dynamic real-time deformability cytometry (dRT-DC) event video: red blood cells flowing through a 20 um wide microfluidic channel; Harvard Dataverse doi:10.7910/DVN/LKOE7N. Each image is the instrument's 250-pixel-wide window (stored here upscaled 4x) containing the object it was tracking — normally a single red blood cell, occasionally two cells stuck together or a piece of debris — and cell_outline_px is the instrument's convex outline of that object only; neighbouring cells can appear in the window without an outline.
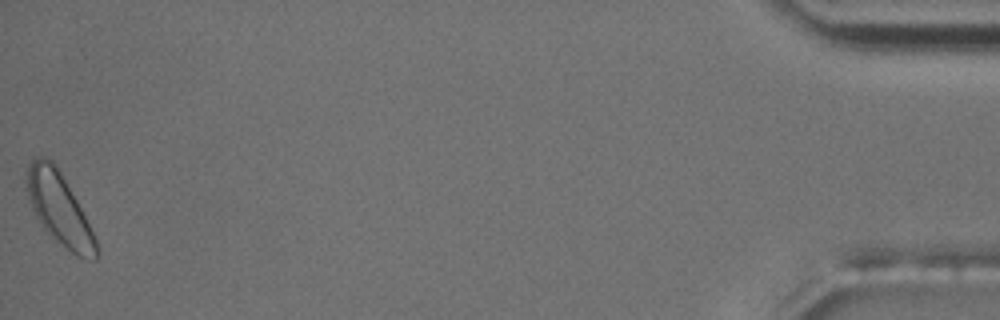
{"species": "common noctule bat (a hibernating species)", "species_latin": "Nyctalus noctula", "temperature_condition": "room temperature", "stored_images_in_passage": 54, "camera_frame_rate_fps": 3000, "um_per_image_px": 0.085, "animal": {"sex": "male", "body_mass_g": 17.5, "forearm_length_mm": 52.3}, "frame": {"image": 1, "passage_image": 54, "time_ms": 17.667, "image_size_px": [1000, 320], "cell_outline_px": [[100, 252], [96, 260], [92, 260], [76, 256], [56, 240], [40, 224], [28, 200], [24, 180], [28, 168], [32, 160], [36, 156], [48, 156], [52, 160], [60, 172], [76, 200], [100, 248]], "centroid_in_image_um": [5.01, 17.74], "position_along_channel_um": 430.2, "area_um2": 28.9}, "authors_computed_cell_mechanics": {"area_um2": 21.9062, "velocity_mm_per_s": 3.627, "shape_relaxation_time_tau1_ms": 2.0309, "shape_relaxation_time_tau2_ms": null, "deformation_change_tau1": 0.038, "deformation_change_tau2": null}}